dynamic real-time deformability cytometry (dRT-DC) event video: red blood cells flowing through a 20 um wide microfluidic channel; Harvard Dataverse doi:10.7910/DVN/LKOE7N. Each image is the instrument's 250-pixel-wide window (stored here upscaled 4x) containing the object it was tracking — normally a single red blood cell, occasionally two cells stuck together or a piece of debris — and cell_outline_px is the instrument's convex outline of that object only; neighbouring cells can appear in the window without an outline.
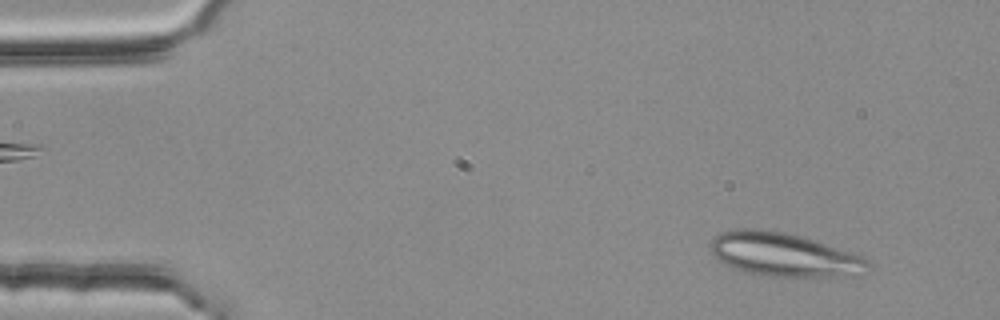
{"species": "common noctule bat (a hibernating species)", "species_latin": "Nyctalus noctula", "temperature_condition": "room temperature", "stored_images_in_passage": 5, "camera_frame_rate_fps": 3000, "um_per_image_px": 0.085, "animal": {"sex": "female", "body_mass_g": 25.1}, "frame": {"image": 1, "passage_image": 5, "time_ms": 1.333, "image_size_px": [1000, 320], "cell_outline_px": [[872, 264], [868, 272], [852, 276], [772, 276], [748, 272], [732, 268], [724, 264], [712, 256], [708, 248], [708, 244], [720, 232], [736, 228], [764, 228], [784, 232], [800, 236], [864, 256]], "centroid_in_image_um": [66.61, 21.63], "position_along_channel_um": 18.4, "area_um2": 40.46}}